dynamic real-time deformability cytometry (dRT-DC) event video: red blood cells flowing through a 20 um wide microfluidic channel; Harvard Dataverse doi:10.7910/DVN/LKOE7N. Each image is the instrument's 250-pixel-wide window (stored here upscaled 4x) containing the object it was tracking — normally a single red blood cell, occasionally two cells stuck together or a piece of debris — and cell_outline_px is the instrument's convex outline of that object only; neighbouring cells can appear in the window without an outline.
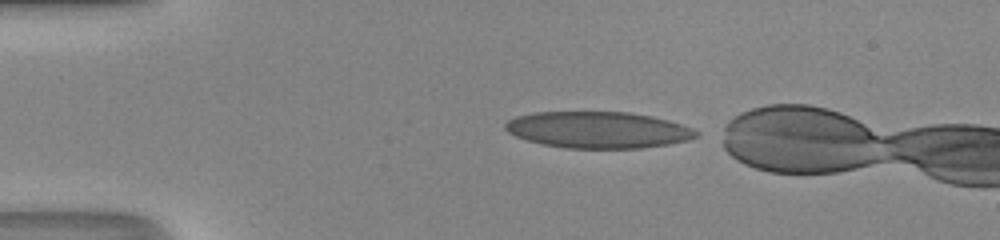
{"species": "human", "species_latin": "Homo sapiens", "temperature_condition": "room temperature", "stored_images_in_passage": 7, "camera_frame_rate_fps": 3000, "um_per_image_px": 0.085, "donor": {"sex": "male"}, "frame": {"image": 1, "passage_image": 1, "time_ms": 0.0, "image_size_px": [1000, 240], "cell_outline_px": [[700, 136], [688, 140], [668, 144], [640, 148], [564, 148], [540, 144], [516, 136], [508, 132], [504, 128], [504, 124], [508, 120], [516, 116], [536, 112], [628, 112], [652, 116], [668, 120], [692, 128], [700, 132]], "centroid_in_image_um": [50.84, 11.04], "position_along_channel_um": 34.2, "area_um2": 40.69}}